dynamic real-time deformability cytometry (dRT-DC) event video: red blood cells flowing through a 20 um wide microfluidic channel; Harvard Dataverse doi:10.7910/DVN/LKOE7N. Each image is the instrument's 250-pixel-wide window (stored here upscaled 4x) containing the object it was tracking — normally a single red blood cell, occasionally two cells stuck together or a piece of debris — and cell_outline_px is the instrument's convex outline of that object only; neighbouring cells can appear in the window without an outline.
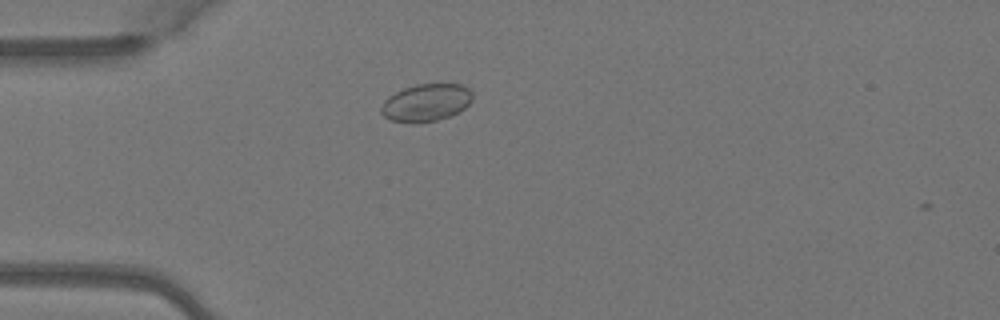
{"species": "Egyptian fruit bat (a non-hibernating species)", "species_latin": "Rousettus aegyptiacus", "temperature_condition": "warm", "stored_images_in_passage": 3, "camera_frame_rate_fps": 3000, "um_per_image_px": 0.085, "animal": {"sex": "female"}, "frame": {"image": 1, "passage_image": 3, "time_ms": 0.667, "image_size_px": [1000, 320], "cell_outline_px": [[472, 100], [464, 108], [448, 116], [436, 120], [416, 124], [392, 120], [384, 116], [380, 112], [380, 108], [384, 100], [388, 96], [404, 88], [416, 84], [460, 84], [468, 88], [472, 92]], "centroid_in_image_um": [36.19, 8.72], "position_along_channel_um": 48.8, "area_um2": 19.88}}